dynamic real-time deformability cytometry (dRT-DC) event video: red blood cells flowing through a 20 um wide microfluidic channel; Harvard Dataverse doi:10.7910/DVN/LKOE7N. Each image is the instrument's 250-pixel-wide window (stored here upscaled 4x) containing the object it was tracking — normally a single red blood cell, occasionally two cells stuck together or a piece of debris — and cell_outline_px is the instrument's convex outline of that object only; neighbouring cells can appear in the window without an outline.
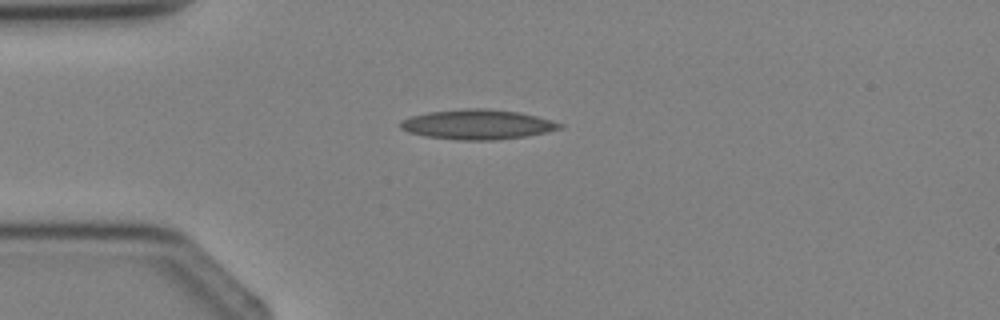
{"species": "Egyptian fruit bat (a non-hibernating species)", "species_latin": "Rousettus aegyptiacus", "temperature_condition": "cold", "stored_images_in_passage": 2, "camera_frame_rate_fps": 3000, "um_per_image_px": 0.085, "animal": {"sex": "female"}, "frame": {"image": 1, "passage_image": 2, "time_ms": 1.0, "image_size_px": [1000, 320], "cell_outline_px": [[564, 128], [548, 132], [528, 136], [496, 140], [456, 140], [428, 136], [408, 132], [400, 128], [400, 120], [412, 116], [428, 112], [464, 108], [488, 108], [520, 112], [552, 120], [564, 124]], "centroid_in_image_um": [40.63, 10.57], "position_along_channel_um": 44.4, "area_um2": 27.98}}